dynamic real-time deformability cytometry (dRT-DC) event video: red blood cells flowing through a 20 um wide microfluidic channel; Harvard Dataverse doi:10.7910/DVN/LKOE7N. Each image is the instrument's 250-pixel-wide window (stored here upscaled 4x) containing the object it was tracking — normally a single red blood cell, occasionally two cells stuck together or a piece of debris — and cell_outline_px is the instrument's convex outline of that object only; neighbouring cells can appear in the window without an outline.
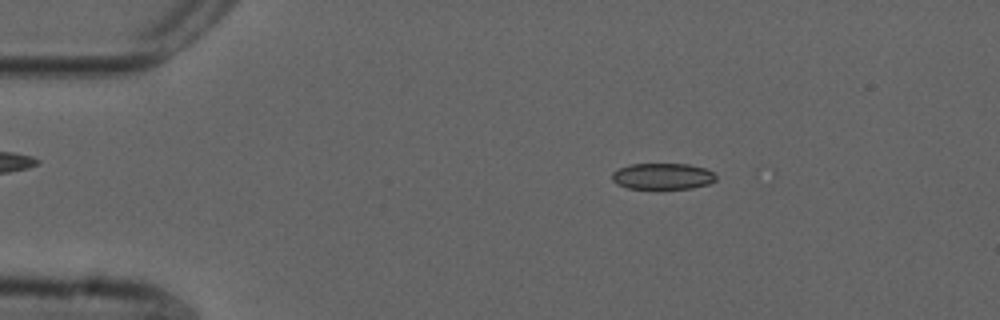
{"species": "common noctule bat (a hibernating species)", "species_latin": "Nyctalus noctula", "temperature_condition": "cold", "stored_images_in_passage": 17, "camera_frame_rate_fps": 3000, "um_per_image_px": 0.085, "animal": {"sex": "male", "forearm_length_mm": 52.5}, "frame": {"image": 1, "passage_image": 8, "time_ms": 2.333, "image_size_px": [1000, 320], "cell_outline_px": [[716, 180], [708, 184], [692, 188], [628, 188], [616, 184], [612, 180], [612, 172], [628, 164], [688, 164], [704, 168], [712, 172], [716, 176]], "centroid_in_image_um": [56.3, 14.98], "position_along_channel_um": 28.7, "area_um2": 15.78}}
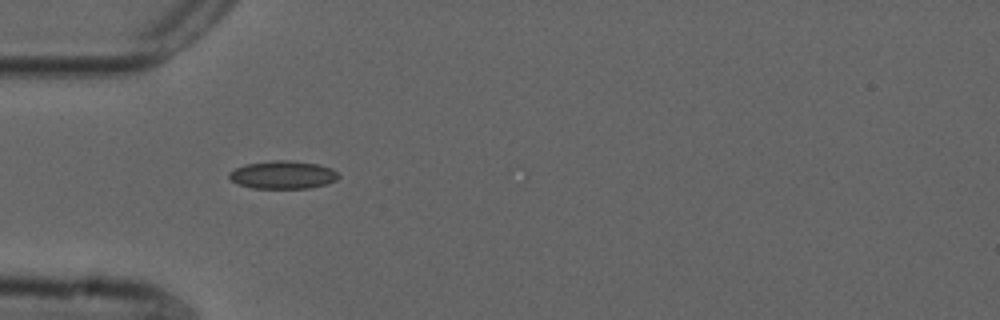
{"frame": {"image": 2, "passage_image": 15, "time_ms": 4.667, "image_size_px": [1000, 320], "cell_outline_px": [[340, 176], [336, 180], [328, 184], [308, 188], [252, 188], [240, 184], [232, 180], [228, 176], [228, 172], [244, 164], [272, 160], [288, 160], [320, 164], [332, 168]], "centroid_in_image_um": [24.06, 14.85], "position_along_channel_um": 60.9, "area_um2": 17.92}}